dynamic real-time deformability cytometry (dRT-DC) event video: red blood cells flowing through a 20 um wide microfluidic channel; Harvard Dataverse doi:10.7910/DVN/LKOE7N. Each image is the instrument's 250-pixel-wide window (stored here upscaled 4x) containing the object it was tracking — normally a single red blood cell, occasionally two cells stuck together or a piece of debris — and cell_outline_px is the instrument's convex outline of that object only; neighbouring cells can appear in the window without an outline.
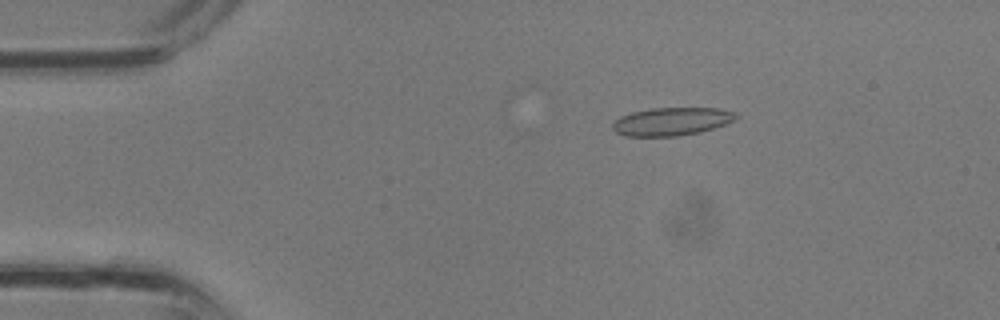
{"species": "common noctule bat (a hibernating species)", "species_latin": "Nyctalus noctula", "temperature_condition": "room temperature", "stored_images_in_passage": 29, "camera_frame_rate_fps": 3000, "um_per_image_px": 0.085, "animal": {"sex": "male", "body_mass_g": 13.3}, "frame": {"image": 1, "passage_image": 1, "time_ms": 0.0, "image_size_px": [1000, 320], "cell_outline_px": [[740, 116], [724, 124], [700, 132], [676, 136], [624, 136], [616, 132], [612, 128], [612, 124], [620, 116], [632, 112], [652, 108], [720, 108], [736, 112]], "centroid_in_image_um": [57.08, 10.32], "position_along_channel_um": 27.9, "area_um2": 20.11}}
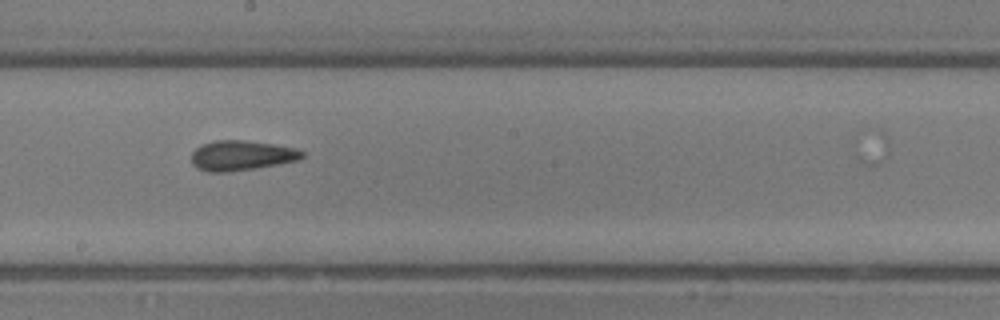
{"frame": {"image": 2, "passage_image": 14, "time_ms": 4.333, "image_size_px": [1000, 320], "cell_outline_px": [[304, 156], [300, 160], [256, 168], [228, 172], [208, 172], [196, 168], [192, 164], [192, 152], [200, 144], [216, 140], [244, 140], [272, 144], [296, 148], [304, 152]], "centroid_in_image_um": [20.51, 13.22], "position_along_channel_um": 227.7, "area_um2": 19.48}}
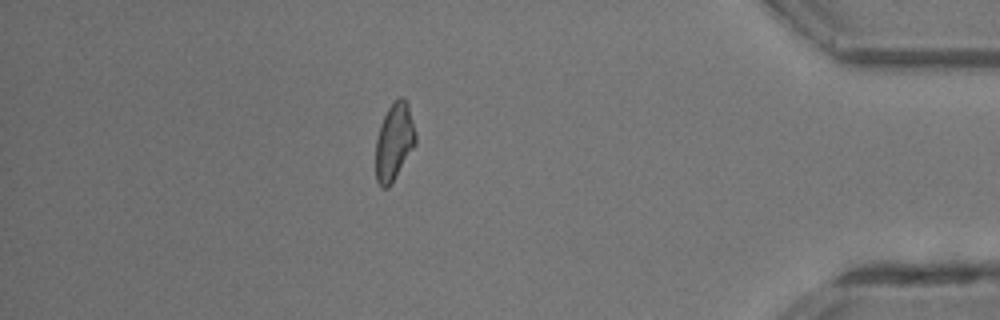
{"frame": {"image": 3, "passage_image": 25, "time_ms": 8.0, "image_size_px": [1000, 320], "cell_outline_px": [[416, 144], [388, 188], [380, 188], [376, 180], [376, 140], [380, 124], [388, 108], [400, 96], [404, 96], [408, 104], [416, 136]], "centroid_in_image_um": [33.5, 12.06], "position_along_channel_um": 401.7, "area_um2": 17.8}}